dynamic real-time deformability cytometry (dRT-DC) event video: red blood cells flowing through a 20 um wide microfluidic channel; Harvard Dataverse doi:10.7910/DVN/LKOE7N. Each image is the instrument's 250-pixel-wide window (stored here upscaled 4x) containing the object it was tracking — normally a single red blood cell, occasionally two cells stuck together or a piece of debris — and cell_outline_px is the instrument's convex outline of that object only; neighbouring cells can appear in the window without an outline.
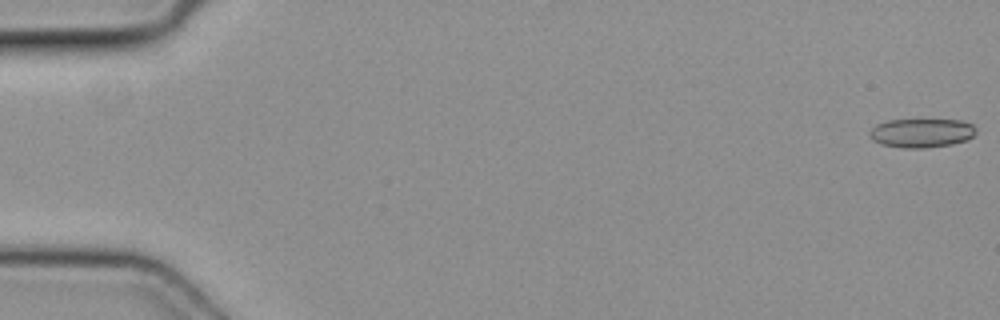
{"species": "common noctule bat (a hibernating species)", "species_latin": "Nyctalus noctula", "temperature_condition": "cold", "stored_images_in_passage": 8, "camera_frame_rate_fps": 3000, "um_per_image_px": 0.085, "animal": {"sex": "female", "body_mass_g": 19.3, "forearm_length_mm": 54.1}, "frame": {"image": 1, "passage_image": 1, "time_ms": 0.0, "image_size_px": [1000, 320], "cell_outline_px": [[976, 132], [968, 140], [952, 144], [920, 148], [904, 148], [880, 144], [872, 140], [868, 136], [868, 132], [876, 124], [888, 120], [960, 120], [972, 124], [976, 128]], "centroid_in_image_um": [78.3, 11.3], "position_along_channel_um": 6.7, "area_um2": 18.03}}